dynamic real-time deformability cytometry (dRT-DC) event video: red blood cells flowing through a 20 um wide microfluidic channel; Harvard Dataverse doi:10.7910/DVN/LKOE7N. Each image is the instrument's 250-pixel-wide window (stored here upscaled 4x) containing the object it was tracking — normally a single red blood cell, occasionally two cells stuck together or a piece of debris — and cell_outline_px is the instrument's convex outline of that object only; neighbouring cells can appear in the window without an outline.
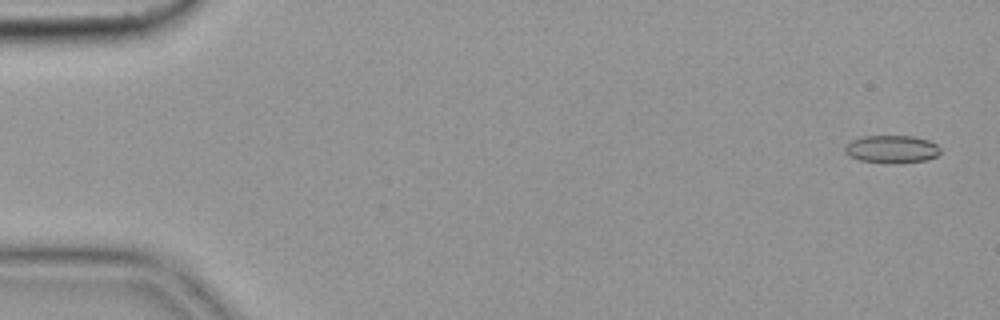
{"species": "common noctule bat (a hibernating species)", "species_latin": "Nyctalus noctula", "temperature_condition": "cold", "stored_images_in_passage": 6, "camera_frame_rate_fps": 3000, "um_per_image_px": 0.085, "animal": {"sex": "female", "body_mass_g": 19.9}, "frame": {"image": 1, "passage_image": 1, "time_ms": 0.0, "image_size_px": [1000, 320], "cell_outline_px": [[940, 152], [936, 156], [928, 160], [900, 164], [884, 164], [860, 160], [848, 156], [844, 152], [844, 148], [852, 140], [864, 136], [912, 136], [928, 140], [936, 144], [940, 148]], "centroid_in_image_um": [75.8, 12.71], "position_along_channel_um": 9.2, "area_um2": 15.72}}